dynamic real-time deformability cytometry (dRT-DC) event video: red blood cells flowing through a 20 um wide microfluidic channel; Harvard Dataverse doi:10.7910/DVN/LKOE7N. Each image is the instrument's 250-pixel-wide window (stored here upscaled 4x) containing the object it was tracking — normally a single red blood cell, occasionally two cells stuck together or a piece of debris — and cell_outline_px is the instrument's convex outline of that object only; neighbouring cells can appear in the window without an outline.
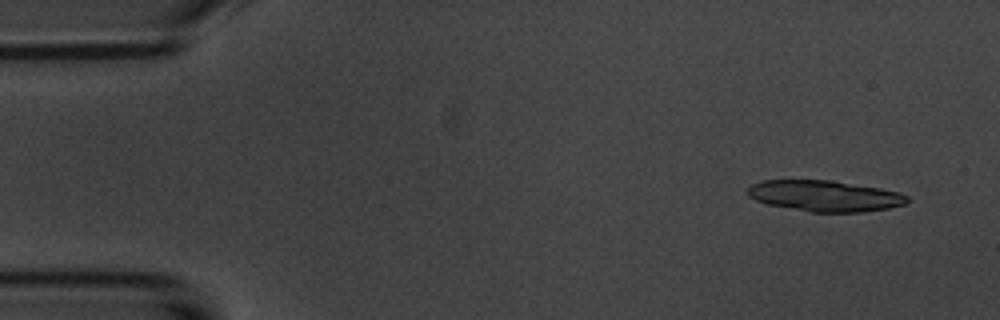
{"species": "common noctule bat (a hibernating species)", "species_latin": "Nyctalus noctula", "temperature_condition": "room temperature", "stored_images_in_passage": 5, "camera_frame_rate_fps": 3000, "um_per_image_px": 0.085, "animal": {"sex": "male", "body_mass_g": 20.1, "forearm_length_mm": 53.5}, "frame": {"image": 1, "passage_image": 1, "time_ms": 0.0, "image_size_px": [1000, 320], "cell_outline_px": [[908, 200], [904, 204], [888, 208], [860, 212], [812, 212], [768, 204], [756, 200], [748, 196], [748, 188], [752, 184], [760, 180], [828, 180], [880, 188], [900, 192], [908, 196]], "centroid_in_image_um": [70.09, 16.65], "position_along_channel_um": 14.9, "area_um2": 28.61}}
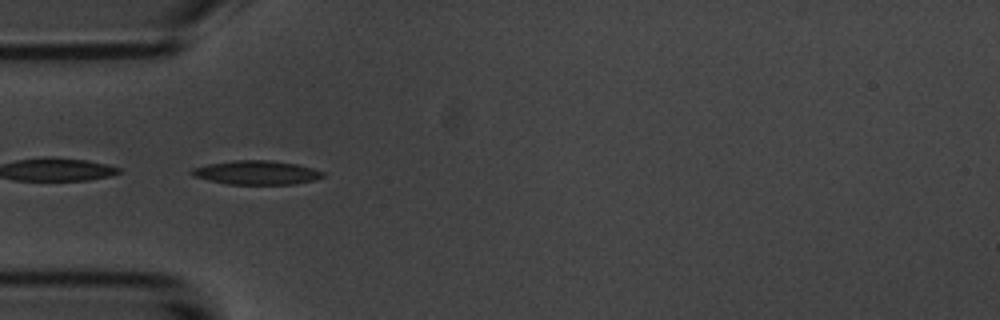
{"frame": {"image": 2, "passage_image": 4, "time_ms": 4.333, "image_size_px": [1000, 320], "cell_outline_px": [[324, 176], [316, 180], [292, 184], [228, 184], [208, 180], [192, 176], [188, 172], [192, 168], [208, 164], [236, 160], [268, 160], [296, 164], [312, 168], [324, 172]], "centroid_in_image_um": [21.78, 14.67], "position_along_channel_um": 63.2, "area_um2": 18.26}}